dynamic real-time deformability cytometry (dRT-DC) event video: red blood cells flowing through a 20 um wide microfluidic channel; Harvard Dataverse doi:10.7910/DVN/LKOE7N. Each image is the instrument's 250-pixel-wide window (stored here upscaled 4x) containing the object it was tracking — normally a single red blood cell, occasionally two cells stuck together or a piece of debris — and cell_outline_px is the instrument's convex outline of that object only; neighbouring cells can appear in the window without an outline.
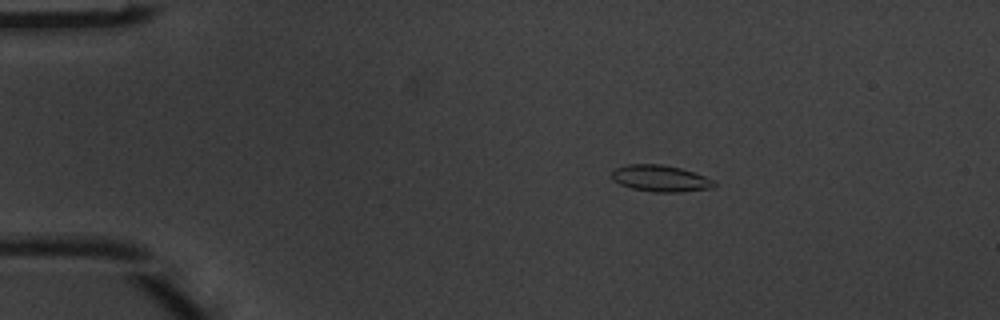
{"species": "common noctule bat (a hibernating species)", "species_latin": "Nyctalus noctula", "temperature_condition": "warm", "stored_images_in_passage": 6, "camera_frame_rate_fps": 3000, "um_per_image_px": 0.085, "animal": {"sex": "male", "body_mass_g": 20.1, "forearm_length_mm": 53.5}, "frame": {"image": 1, "passage_image": 2, "time_ms": 0.333, "image_size_px": [1000, 320], "cell_outline_px": [[716, 184], [708, 188], [680, 192], [652, 192], [632, 188], [620, 184], [612, 180], [612, 172], [616, 168], [628, 164], [660, 164], [680, 168], [704, 176], [712, 180]], "centroid_in_image_um": [56.08, 15.16], "position_along_channel_um": 28.9, "area_um2": 15.55}}
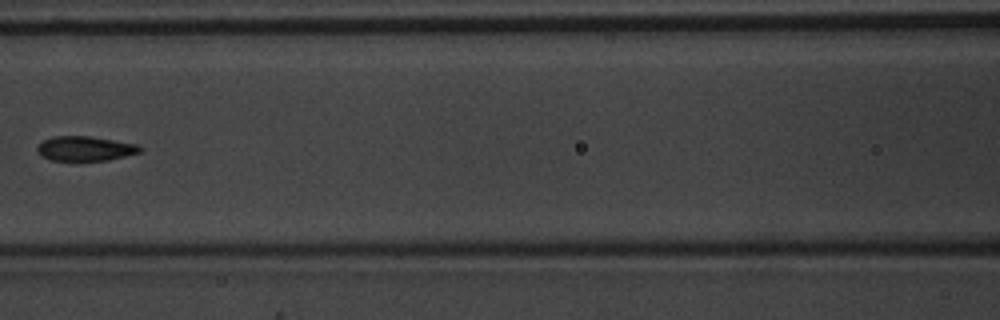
{"frame": {"image": 2, "passage_image": 6, "time_ms": 1.667, "image_size_px": [1000, 320], "cell_outline_px": [[144, 148], [140, 152], [108, 160], [52, 160], [40, 156], [36, 148], [44, 140], [52, 136], [88, 136], [136, 144]], "centroid_in_image_um": [7.22, 12.62], "position_along_channel_um": 159.4, "area_um2": 14.57}}